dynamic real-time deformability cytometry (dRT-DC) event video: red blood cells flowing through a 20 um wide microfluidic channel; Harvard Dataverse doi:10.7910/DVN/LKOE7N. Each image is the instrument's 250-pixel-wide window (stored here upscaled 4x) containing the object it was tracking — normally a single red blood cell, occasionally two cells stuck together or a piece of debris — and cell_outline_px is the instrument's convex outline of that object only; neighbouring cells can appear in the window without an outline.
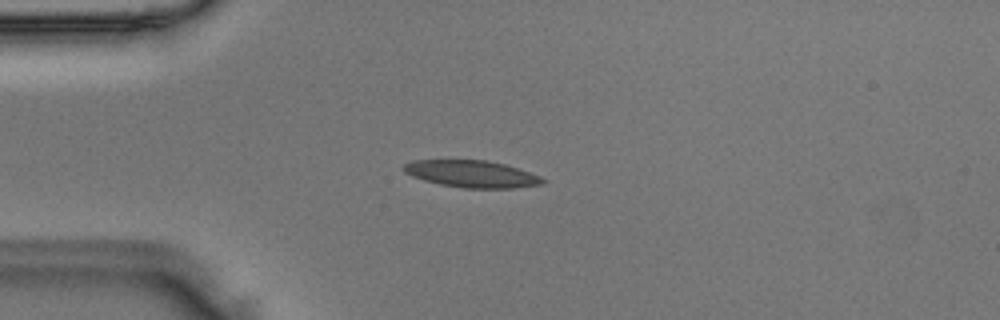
{"species": "Egyptian fruit bat (a non-hibernating species)", "species_latin": "Rousettus aegyptiacus", "temperature_condition": "room temperature", "stored_images_in_passage": 43, "camera_frame_rate_fps": 3000, "um_per_image_px": 0.085, "animal": {"sex": "male"}, "frame": {"image": 1, "passage_image": 12, "time_ms": 3.667, "image_size_px": [1000, 320], "cell_outline_px": [[548, 180], [544, 184], [512, 188], [464, 188], [440, 184], [424, 180], [412, 176], [404, 172], [404, 164], [412, 160], [484, 160], [504, 164], [540, 176]], "centroid_in_image_um": [40.11, 14.79], "position_along_channel_um": 44.9, "area_um2": 21.73}}
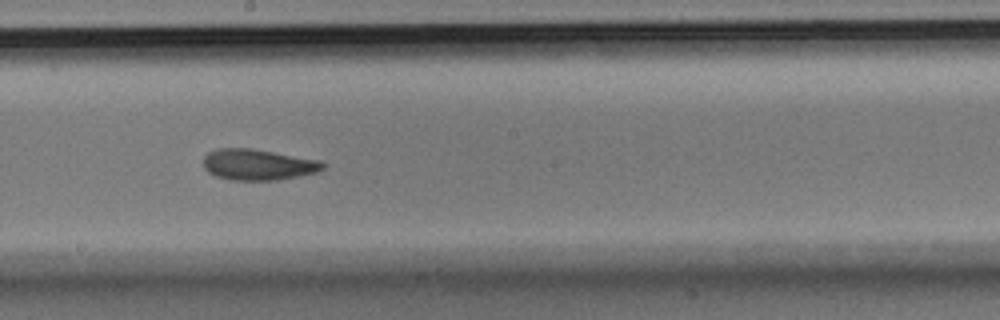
{"frame": {"image": 2, "passage_image": 27, "time_ms": 8.667, "image_size_px": [1000, 320], "cell_outline_px": [[328, 164], [324, 168], [316, 172], [300, 176], [280, 180], [228, 180], [216, 176], [208, 172], [204, 168], [204, 156], [208, 152], [216, 148], [252, 148], [320, 160]], "centroid_in_image_um": [21.94, 13.99], "position_along_channel_um": 226.3, "area_um2": 21.85}}
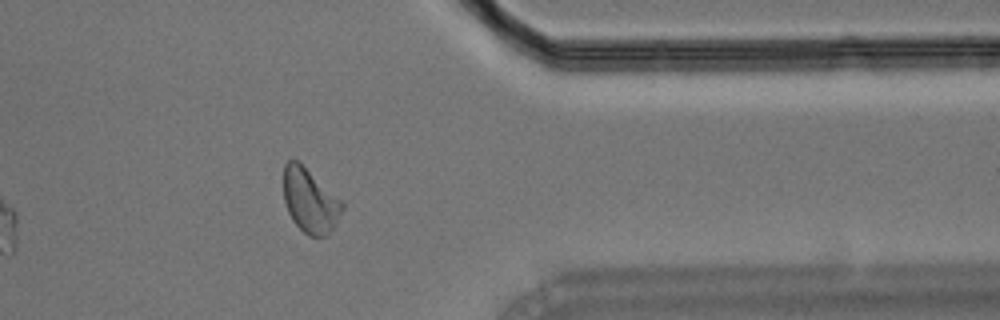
{"frame": {"image": 3, "passage_image": 40, "time_ms": 13.0, "image_size_px": [1000, 320], "cell_outline_px": [[344, 208], [332, 228], [324, 236], [308, 236], [292, 220], [288, 212], [284, 200], [284, 164], [288, 160], [300, 160], [344, 204]], "centroid_in_image_um": [26.32, 17.01], "position_along_channel_um": 385.1, "area_um2": 21.73}}